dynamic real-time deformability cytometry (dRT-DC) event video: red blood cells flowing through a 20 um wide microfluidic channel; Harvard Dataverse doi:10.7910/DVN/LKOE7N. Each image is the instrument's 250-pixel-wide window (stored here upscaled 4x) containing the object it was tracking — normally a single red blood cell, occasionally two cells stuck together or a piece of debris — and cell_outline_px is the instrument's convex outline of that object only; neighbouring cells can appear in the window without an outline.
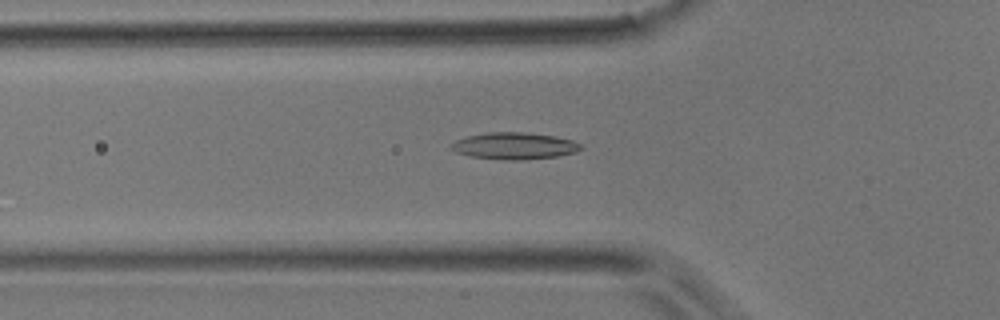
{"species": "common noctule bat (a hibernating species)", "species_latin": "Nyctalus noctula", "temperature_condition": "room temperature", "stored_images_in_passage": 10, "camera_frame_rate_fps": 3000, "um_per_image_px": 0.085, "animal": {"sex": "male", "body_mass_g": 17.9}, "frame": {"image": 1, "passage_image": 5, "time_ms": 1.333, "image_size_px": [1000, 320], "cell_outline_px": [[584, 148], [576, 152], [556, 156], [516, 160], [504, 160], [472, 156], [456, 152], [448, 148], [448, 144], [456, 140], [468, 136], [488, 132], [524, 132], [556, 136], [572, 140], [580, 144]], "centroid_in_image_um": [43.7, 12.39], "position_along_channel_um": 82.1, "area_um2": 20.23}}
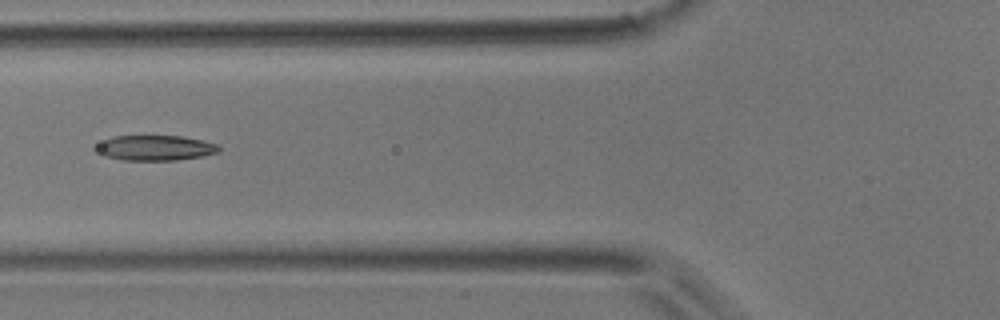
{"frame": {"image": 2, "passage_image": 7, "time_ms": 2.0, "image_size_px": [1000, 320], "cell_outline_px": [[220, 152], [200, 156], [176, 160], [124, 160], [104, 156], [92, 148], [104, 140], [112, 136], [184, 136], [216, 144], [220, 148]], "centroid_in_image_um": [13.15, 12.57], "position_along_channel_um": 112.6, "area_um2": 17.98}}
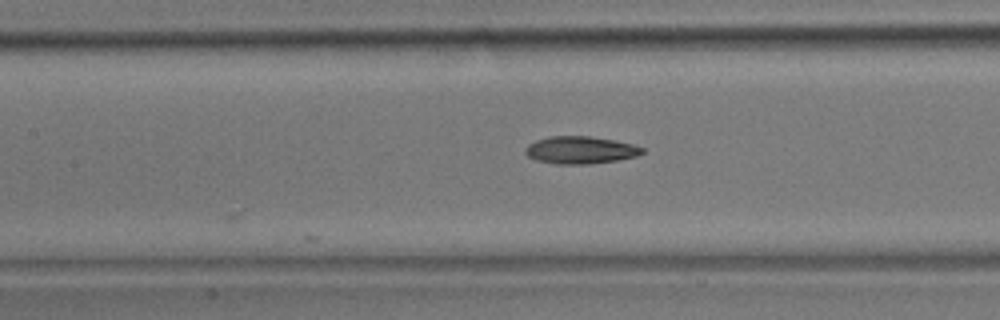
{"frame": {"image": 3, "passage_image": 10, "time_ms": 3.0, "image_size_px": [1000, 320], "cell_outline_px": [[644, 152], [636, 156], [616, 160], [592, 164], [556, 164], [536, 160], [528, 156], [524, 152], [524, 148], [528, 144], [536, 140], [548, 136], [588, 136], [612, 140], [632, 144], [644, 148]], "centroid_in_image_um": [49.29, 12.76], "position_along_channel_um": 158.1, "area_um2": 18.67}}